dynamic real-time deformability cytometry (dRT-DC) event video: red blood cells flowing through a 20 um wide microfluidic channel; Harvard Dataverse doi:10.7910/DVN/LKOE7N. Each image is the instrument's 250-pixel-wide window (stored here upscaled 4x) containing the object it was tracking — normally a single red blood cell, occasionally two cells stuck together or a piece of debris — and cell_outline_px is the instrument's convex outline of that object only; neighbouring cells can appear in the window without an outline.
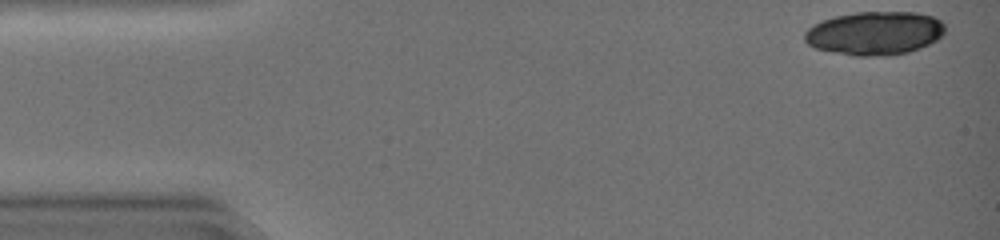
{"species": "common noctule bat (a hibernating species)", "species_latin": "Nyctalus noctula", "temperature_condition": "warm", "stored_images_in_passage": 13, "camera_frame_rate_fps": 3000, "um_per_image_px": 0.085, "animal": {"sex": "female", "body_mass_g": 19.0, "forearm_length_mm": 51.5}, "frame": {"image": 1, "passage_image": 1, "time_ms": 0.0, "image_size_px": [1000, 240], "cell_outline_px": [[944, 32], [936, 40], [920, 48], [908, 52], [888, 56], [852, 56], [816, 48], [808, 44], [804, 40], [804, 32], [812, 24], [820, 20], [832, 16], [856, 12], [916, 12], [932, 16], [940, 20], [944, 24]], "centroid_in_image_um": [74.31, 2.82], "position_along_channel_um": 10.7, "area_um2": 35.89}}